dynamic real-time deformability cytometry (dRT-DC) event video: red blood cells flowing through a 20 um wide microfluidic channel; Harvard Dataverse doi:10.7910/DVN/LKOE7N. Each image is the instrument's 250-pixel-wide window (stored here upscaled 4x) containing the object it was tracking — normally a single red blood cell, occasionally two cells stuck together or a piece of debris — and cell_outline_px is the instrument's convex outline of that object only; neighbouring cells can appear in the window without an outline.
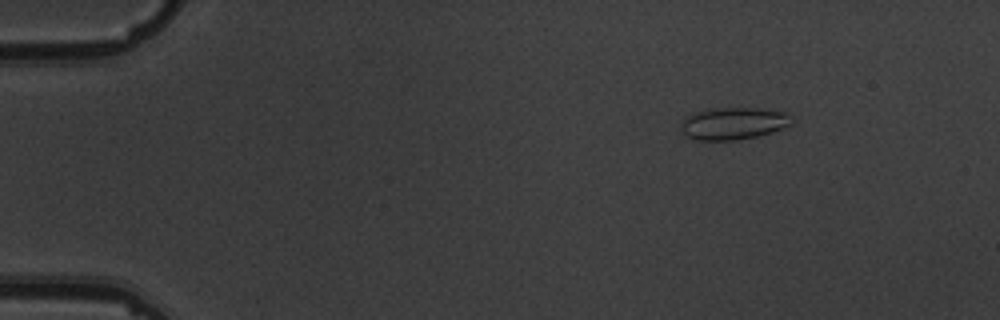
{"species": "common noctule bat (a hibernating species)", "species_latin": "Nyctalus noctula", "temperature_condition": "warm", "stored_images_in_passage": 4, "camera_frame_rate_fps": 3000, "um_per_image_px": 0.085, "animal": {"sex": "male", "body_mass_g": 19.5, "forearm_length_mm": 54.6}, "frame": {"image": 1, "passage_image": 1, "time_ms": 0.0, "image_size_px": [1000, 320], "cell_outline_px": [[792, 124], [772, 132], [756, 136], [736, 140], [696, 140], [688, 136], [684, 132], [680, 124], [684, 116], [692, 112], [720, 108], [756, 108], [784, 112], [792, 116]], "centroid_in_image_um": [62.33, 10.49], "position_along_channel_um": 22.7, "area_um2": 20.69}}
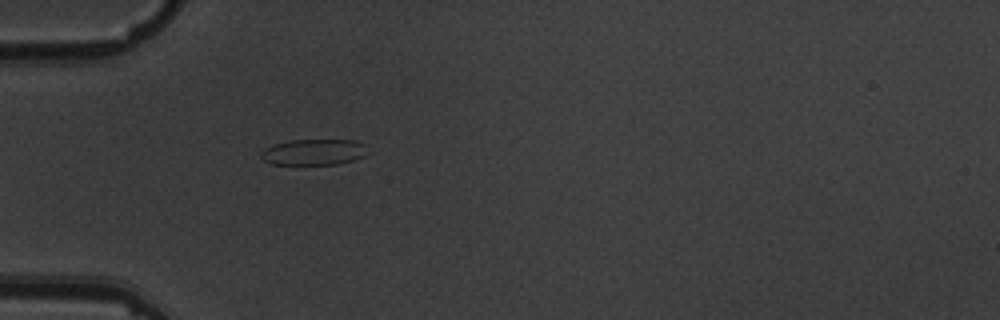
{"frame": {"image": 2, "passage_image": 4, "time_ms": 3.333, "image_size_px": [1000, 320], "cell_outline_px": [[364, 156], [352, 160], [336, 164], [272, 164], [264, 160], [260, 156], [264, 148], [276, 144], [292, 140], [356, 140], [364, 144]], "centroid_in_image_um": [26.64, 12.92], "position_along_channel_um": 58.4, "area_um2": 15.78}}